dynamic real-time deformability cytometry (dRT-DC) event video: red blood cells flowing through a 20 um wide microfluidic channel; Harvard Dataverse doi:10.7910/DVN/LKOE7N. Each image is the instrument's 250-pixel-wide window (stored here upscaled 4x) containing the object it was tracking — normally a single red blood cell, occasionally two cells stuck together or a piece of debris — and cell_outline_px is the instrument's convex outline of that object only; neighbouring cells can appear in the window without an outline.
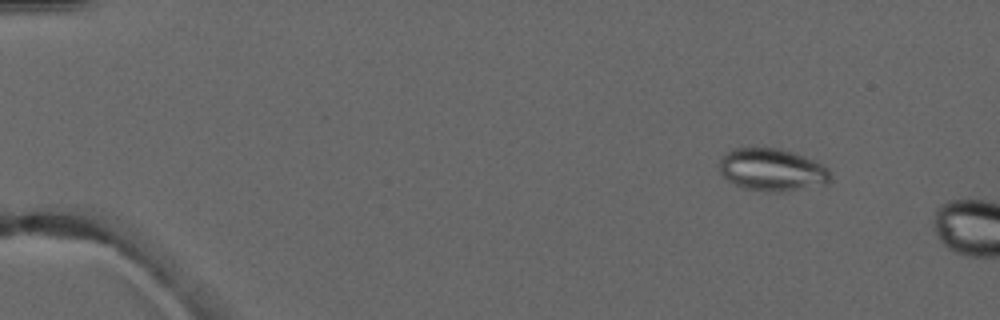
{"species": "common noctule bat (a hibernating species)", "species_latin": "Nyctalus noctula", "temperature_condition": "warm", "stored_images_in_passage": 3, "camera_frame_rate_fps": 3000, "um_per_image_px": 0.085, "animal": {"sex": "male", "forearm_length_mm": 52.5}, "frame": {"image": 1, "passage_image": 2, "time_ms": 1.0, "image_size_px": [1000, 320], "cell_outline_px": [[832, 176], [824, 184], [780, 192], [744, 188], [728, 180], [720, 172], [720, 160], [728, 152], [736, 148], [752, 144], [780, 148], [816, 160], [828, 168]], "centroid_in_image_um": [65.62, 14.37], "position_along_channel_um": 19.4, "area_um2": 27.69}}